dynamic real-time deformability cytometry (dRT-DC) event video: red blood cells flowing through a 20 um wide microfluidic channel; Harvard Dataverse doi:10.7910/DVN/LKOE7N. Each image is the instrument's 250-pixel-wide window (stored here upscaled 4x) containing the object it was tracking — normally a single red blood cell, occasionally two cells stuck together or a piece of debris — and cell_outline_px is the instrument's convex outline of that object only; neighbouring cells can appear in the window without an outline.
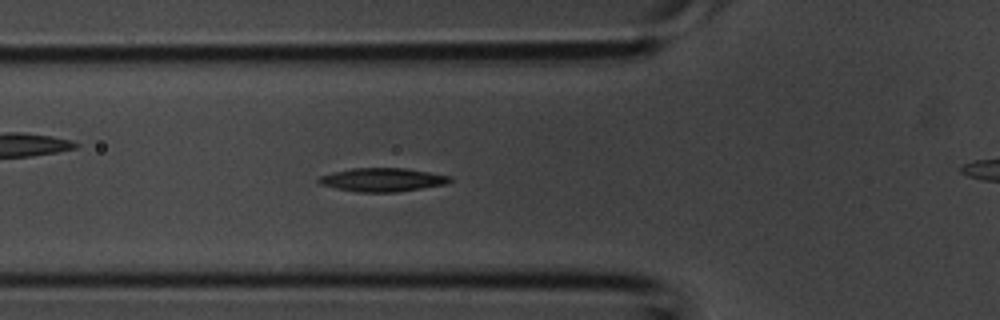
{"species": "common noctule bat (a hibernating species)", "species_latin": "Nyctalus noctula", "temperature_condition": "room temperature", "stored_images_in_passage": 31, "camera_frame_rate_fps": 3000, "um_per_image_px": 0.085, "animal": {"sex": "male", "body_mass_g": 20.1, "forearm_length_mm": 53.5}, "frame": {"image": 1, "passage_image": 5, "time_ms": 1.333, "image_size_px": [1000, 320], "cell_outline_px": [[452, 180], [444, 184], [396, 192], [360, 192], [336, 188], [320, 184], [316, 180], [320, 176], [332, 172], [352, 168], [404, 168], [452, 176]], "centroid_in_image_um": [32.47, 15.27], "position_along_channel_um": 93.3, "area_um2": 17.8}}
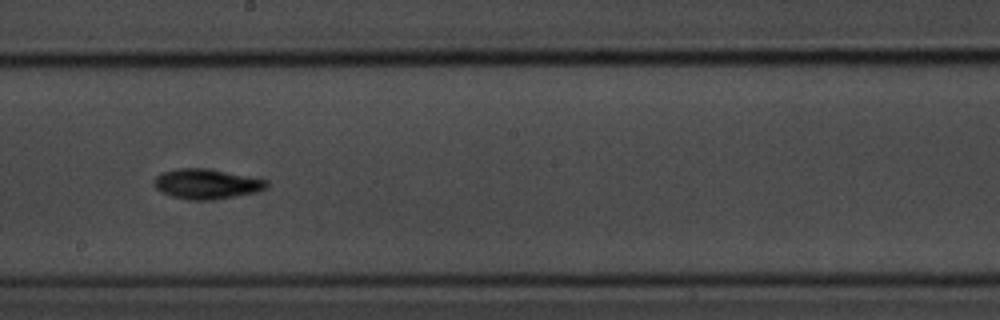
{"frame": {"image": 2, "passage_image": 13, "time_ms": 4.0, "image_size_px": [1000, 320], "cell_outline_px": [[268, 188], [256, 192], [236, 196], [208, 200], [192, 200], [172, 196], [160, 192], [152, 184], [152, 180], [160, 172], [176, 168], [208, 168], [268, 180]], "centroid_in_image_um": [17.52, 15.62], "position_along_channel_um": 230.7, "area_um2": 19.88}}
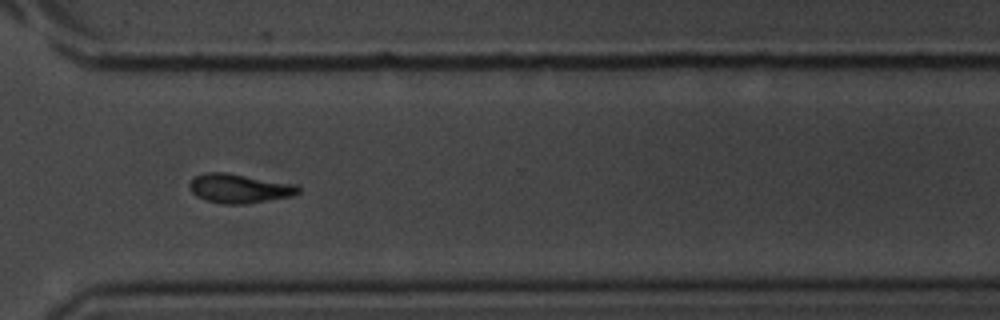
{"frame": {"image": 3, "passage_image": 20, "time_ms": 6.333, "image_size_px": [1000, 320], "cell_outline_px": [[300, 192], [292, 196], [244, 204], [224, 204], [204, 200], [196, 196], [188, 188], [188, 184], [196, 176], [204, 172], [224, 172], [296, 184], [300, 188]], "centroid_in_image_um": [20.31, 16.02], "position_along_channel_um": 350.3, "area_um2": 18.5}}